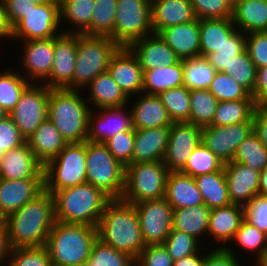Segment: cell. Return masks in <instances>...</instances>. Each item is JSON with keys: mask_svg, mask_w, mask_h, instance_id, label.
Masks as SVG:
<instances>
[{"mask_svg": "<svg viewBox=\"0 0 267 266\" xmlns=\"http://www.w3.org/2000/svg\"><path fill=\"white\" fill-rule=\"evenodd\" d=\"M98 239L134 260L145 248L135 205L111 199L97 226Z\"/></svg>", "mask_w": 267, "mask_h": 266, "instance_id": "7a4b0ae2", "label": "cell"}, {"mask_svg": "<svg viewBox=\"0 0 267 266\" xmlns=\"http://www.w3.org/2000/svg\"><path fill=\"white\" fill-rule=\"evenodd\" d=\"M79 90L50 89L48 118L68 143L87 140L88 117L92 110Z\"/></svg>", "mask_w": 267, "mask_h": 266, "instance_id": "5b68a950", "label": "cell"}, {"mask_svg": "<svg viewBox=\"0 0 267 266\" xmlns=\"http://www.w3.org/2000/svg\"><path fill=\"white\" fill-rule=\"evenodd\" d=\"M202 139V127L188 122H173L163 163L169 172H180Z\"/></svg>", "mask_w": 267, "mask_h": 266, "instance_id": "5bb4252c", "label": "cell"}, {"mask_svg": "<svg viewBox=\"0 0 267 266\" xmlns=\"http://www.w3.org/2000/svg\"><path fill=\"white\" fill-rule=\"evenodd\" d=\"M224 173L233 204L245 206L259 194V171L232 161L225 163Z\"/></svg>", "mask_w": 267, "mask_h": 266, "instance_id": "44dd1931", "label": "cell"}, {"mask_svg": "<svg viewBox=\"0 0 267 266\" xmlns=\"http://www.w3.org/2000/svg\"><path fill=\"white\" fill-rule=\"evenodd\" d=\"M258 104L254 99L221 101L218 103L210 126H227L253 122V113Z\"/></svg>", "mask_w": 267, "mask_h": 266, "instance_id": "74e56055", "label": "cell"}, {"mask_svg": "<svg viewBox=\"0 0 267 266\" xmlns=\"http://www.w3.org/2000/svg\"><path fill=\"white\" fill-rule=\"evenodd\" d=\"M26 142L43 166L54 159L68 144L49 118L39 125Z\"/></svg>", "mask_w": 267, "mask_h": 266, "instance_id": "f546056e", "label": "cell"}, {"mask_svg": "<svg viewBox=\"0 0 267 266\" xmlns=\"http://www.w3.org/2000/svg\"><path fill=\"white\" fill-rule=\"evenodd\" d=\"M245 219L267 234V195L258 194L244 206Z\"/></svg>", "mask_w": 267, "mask_h": 266, "instance_id": "680465c9", "label": "cell"}, {"mask_svg": "<svg viewBox=\"0 0 267 266\" xmlns=\"http://www.w3.org/2000/svg\"><path fill=\"white\" fill-rule=\"evenodd\" d=\"M38 85L31 83L8 114L26 140L48 118L50 89L43 84Z\"/></svg>", "mask_w": 267, "mask_h": 266, "instance_id": "8fae6325", "label": "cell"}, {"mask_svg": "<svg viewBox=\"0 0 267 266\" xmlns=\"http://www.w3.org/2000/svg\"><path fill=\"white\" fill-rule=\"evenodd\" d=\"M170 127L135 129L131 164L163 161L169 142Z\"/></svg>", "mask_w": 267, "mask_h": 266, "instance_id": "cb8c5ba5", "label": "cell"}, {"mask_svg": "<svg viewBox=\"0 0 267 266\" xmlns=\"http://www.w3.org/2000/svg\"><path fill=\"white\" fill-rule=\"evenodd\" d=\"M253 131L259 137L261 143L267 148V109L256 107L253 113Z\"/></svg>", "mask_w": 267, "mask_h": 266, "instance_id": "e7e4bbea", "label": "cell"}, {"mask_svg": "<svg viewBox=\"0 0 267 266\" xmlns=\"http://www.w3.org/2000/svg\"><path fill=\"white\" fill-rule=\"evenodd\" d=\"M108 72L130 99L143 92V69L128 47H120L112 56Z\"/></svg>", "mask_w": 267, "mask_h": 266, "instance_id": "ac0fdd59", "label": "cell"}, {"mask_svg": "<svg viewBox=\"0 0 267 266\" xmlns=\"http://www.w3.org/2000/svg\"><path fill=\"white\" fill-rule=\"evenodd\" d=\"M54 223V197L45 189L4 219L12 249L45 246Z\"/></svg>", "mask_w": 267, "mask_h": 266, "instance_id": "6da1fadb", "label": "cell"}, {"mask_svg": "<svg viewBox=\"0 0 267 266\" xmlns=\"http://www.w3.org/2000/svg\"><path fill=\"white\" fill-rule=\"evenodd\" d=\"M231 249L228 243L225 249L215 248L209 250L206 253L203 266H241L242 262L239 263L238 252Z\"/></svg>", "mask_w": 267, "mask_h": 266, "instance_id": "94428289", "label": "cell"}, {"mask_svg": "<svg viewBox=\"0 0 267 266\" xmlns=\"http://www.w3.org/2000/svg\"><path fill=\"white\" fill-rule=\"evenodd\" d=\"M158 34L180 60L200 56L199 19L167 27Z\"/></svg>", "mask_w": 267, "mask_h": 266, "instance_id": "d4e9b609", "label": "cell"}, {"mask_svg": "<svg viewBox=\"0 0 267 266\" xmlns=\"http://www.w3.org/2000/svg\"><path fill=\"white\" fill-rule=\"evenodd\" d=\"M77 56V34L61 33L54 37L53 66L43 82L49 89H72Z\"/></svg>", "mask_w": 267, "mask_h": 266, "instance_id": "9a60e30c", "label": "cell"}, {"mask_svg": "<svg viewBox=\"0 0 267 266\" xmlns=\"http://www.w3.org/2000/svg\"><path fill=\"white\" fill-rule=\"evenodd\" d=\"M211 209L205 204L174 209L173 229L200 239L207 235ZM205 233V235H204Z\"/></svg>", "mask_w": 267, "mask_h": 266, "instance_id": "836d02e7", "label": "cell"}, {"mask_svg": "<svg viewBox=\"0 0 267 266\" xmlns=\"http://www.w3.org/2000/svg\"><path fill=\"white\" fill-rule=\"evenodd\" d=\"M233 162L250 166L260 173L267 167V148L254 131L238 145Z\"/></svg>", "mask_w": 267, "mask_h": 266, "instance_id": "b9f144b4", "label": "cell"}, {"mask_svg": "<svg viewBox=\"0 0 267 266\" xmlns=\"http://www.w3.org/2000/svg\"><path fill=\"white\" fill-rule=\"evenodd\" d=\"M168 173L163 161L127 165L121 199L132 204L163 199Z\"/></svg>", "mask_w": 267, "mask_h": 266, "instance_id": "9c48e42d", "label": "cell"}, {"mask_svg": "<svg viewBox=\"0 0 267 266\" xmlns=\"http://www.w3.org/2000/svg\"><path fill=\"white\" fill-rule=\"evenodd\" d=\"M12 37V27L7 19V14L5 11V6L3 0H0V38Z\"/></svg>", "mask_w": 267, "mask_h": 266, "instance_id": "003e7915", "label": "cell"}, {"mask_svg": "<svg viewBox=\"0 0 267 266\" xmlns=\"http://www.w3.org/2000/svg\"><path fill=\"white\" fill-rule=\"evenodd\" d=\"M128 48L137 57L143 71L158 66L168 67L180 60L159 34L155 33L134 41Z\"/></svg>", "mask_w": 267, "mask_h": 266, "instance_id": "603a6c76", "label": "cell"}, {"mask_svg": "<svg viewBox=\"0 0 267 266\" xmlns=\"http://www.w3.org/2000/svg\"><path fill=\"white\" fill-rule=\"evenodd\" d=\"M235 28L231 18L199 19L200 55L206 57L216 52Z\"/></svg>", "mask_w": 267, "mask_h": 266, "instance_id": "8d00e7d4", "label": "cell"}, {"mask_svg": "<svg viewBox=\"0 0 267 266\" xmlns=\"http://www.w3.org/2000/svg\"><path fill=\"white\" fill-rule=\"evenodd\" d=\"M199 243L200 241L195 237L172 229L163 245L172 257V260L175 261L199 252V248H201Z\"/></svg>", "mask_w": 267, "mask_h": 266, "instance_id": "816d5d0a", "label": "cell"}, {"mask_svg": "<svg viewBox=\"0 0 267 266\" xmlns=\"http://www.w3.org/2000/svg\"><path fill=\"white\" fill-rule=\"evenodd\" d=\"M233 241L239 245L238 248H242L248 251H252L257 259L267 249V234L246 219L243 220L240 228L237 230Z\"/></svg>", "mask_w": 267, "mask_h": 266, "instance_id": "f907efd6", "label": "cell"}, {"mask_svg": "<svg viewBox=\"0 0 267 266\" xmlns=\"http://www.w3.org/2000/svg\"><path fill=\"white\" fill-rule=\"evenodd\" d=\"M256 70L255 64L245 49L241 54L232 58L229 70H224L223 73L233 77L238 84L252 94L256 83Z\"/></svg>", "mask_w": 267, "mask_h": 266, "instance_id": "681fc988", "label": "cell"}, {"mask_svg": "<svg viewBox=\"0 0 267 266\" xmlns=\"http://www.w3.org/2000/svg\"><path fill=\"white\" fill-rule=\"evenodd\" d=\"M4 224V218L0 215V225Z\"/></svg>", "mask_w": 267, "mask_h": 266, "instance_id": "11e5206c", "label": "cell"}, {"mask_svg": "<svg viewBox=\"0 0 267 266\" xmlns=\"http://www.w3.org/2000/svg\"><path fill=\"white\" fill-rule=\"evenodd\" d=\"M116 7L114 31L109 37L120 47L154 33L151 0H117Z\"/></svg>", "mask_w": 267, "mask_h": 266, "instance_id": "30bf717a", "label": "cell"}, {"mask_svg": "<svg viewBox=\"0 0 267 266\" xmlns=\"http://www.w3.org/2000/svg\"><path fill=\"white\" fill-rule=\"evenodd\" d=\"M31 84L22 74L7 69L0 72V105L9 114Z\"/></svg>", "mask_w": 267, "mask_h": 266, "instance_id": "7bdbcfd3", "label": "cell"}, {"mask_svg": "<svg viewBox=\"0 0 267 266\" xmlns=\"http://www.w3.org/2000/svg\"><path fill=\"white\" fill-rule=\"evenodd\" d=\"M194 180L201 192L204 204L210 209L232 204L224 168L220 171L200 175Z\"/></svg>", "mask_w": 267, "mask_h": 266, "instance_id": "e575fe53", "label": "cell"}, {"mask_svg": "<svg viewBox=\"0 0 267 266\" xmlns=\"http://www.w3.org/2000/svg\"><path fill=\"white\" fill-rule=\"evenodd\" d=\"M49 266H60V265H56V264L51 263Z\"/></svg>", "mask_w": 267, "mask_h": 266, "instance_id": "2a66077c", "label": "cell"}, {"mask_svg": "<svg viewBox=\"0 0 267 266\" xmlns=\"http://www.w3.org/2000/svg\"><path fill=\"white\" fill-rule=\"evenodd\" d=\"M51 1H55V2H58V3H60V2H61V0H51Z\"/></svg>", "mask_w": 267, "mask_h": 266, "instance_id": "b9fcfbb0", "label": "cell"}, {"mask_svg": "<svg viewBox=\"0 0 267 266\" xmlns=\"http://www.w3.org/2000/svg\"><path fill=\"white\" fill-rule=\"evenodd\" d=\"M11 246L8 239V231L5 224L0 225V266L9 259Z\"/></svg>", "mask_w": 267, "mask_h": 266, "instance_id": "03108f58", "label": "cell"}, {"mask_svg": "<svg viewBox=\"0 0 267 266\" xmlns=\"http://www.w3.org/2000/svg\"><path fill=\"white\" fill-rule=\"evenodd\" d=\"M130 107L134 129L170 127V119L159 95L141 93Z\"/></svg>", "mask_w": 267, "mask_h": 266, "instance_id": "484cf974", "label": "cell"}, {"mask_svg": "<svg viewBox=\"0 0 267 266\" xmlns=\"http://www.w3.org/2000/svg\"><path fill=\"white\" fill-rule=\"evenodd\" d=\"M82 266H135V260L97 238L90 257Z\"/></svg>", "mask_w": 267, "mask_h": 266, "instance_id": "bcb514c9", "label": "cell"}, {"mask_svg": "<svg viewBox=\"0 0 267 266\" xmlns=\"http://www.w3.org/2000/svg\"><path fill=\"white\" fill-rule=\"evenodd\" d=\"M86 182L111 199H121L125 188V166L116 160L104 143L86 140Z\"/></svg>", "mask_w": 267, "mask_h": 266, "instance_id": "52a82bcc", "label": "cell"}, {"mask_svg": "<svg viewBox=\"0 0 267 266\" xmlns=\"http://www.w3.org/2000/svg\"><path fill=\"white\" fill-rule=\"evenodd\" d=\"M60 3L51 1L38 4L12 29L11 39L31 41L49 39L59 36L62 32L60 25Z\"/></svg>", "mask_w": 267, "mask_h": 266, "instance_id": "7c38bea8", "label": "cell"}, {"mask_svg": "<svg viewBox=\"0 0 267 266\" xmlns=\"http://www.w3.org/2000/svg\"><path fill=\"white\" fill-rule=\"evenodd\" d=\"M164 198L173 209L204 204L194 178L181 172L168 173Z\"/></svg>", "mask_w": 267, "mask_h": 266, "instance_id": "f1b7e54d", "label": "cell"}, {"mask_svg": "<svg viewBox=\"0 0 267 266\" xmlns=\"http://www.w3.org/2000/svg\"><path fill=\"white\" fill-rule=\"evenodd\" d=\"M251 95L260 107L267 109V65L256 70V83Z\"/></svg>", "mask_w": 267, "mask_h": 266, "instance_id": "be15d7a7", "label": "cell"}, {"mask_svg": "<svg viewBox=\"0 0 267 266\" xmlns=\"http://www.w3.org/2000/svg\"><path fill=\"white\" fill-rule=\"evenodd\" d=\"M134 142L135 130H128L114 135L104 144L112 156L126 167L131 164Z\"/></svg>", "mask_w": 267, "mask_h": 266, "instance_id": "db71d44e", "label": "cell"}, {"mask_svg": "<svg viewBox=\"0 0 267 266\" xmlns=\"http://www.w3.org/2000/svg\"><path fill=\"white\" fill-rule=\"evenodd\" d=\"M120 46L109 36L77 34V56L72 89L80 90L99 74L108 71L112 56Z\"/></svg>", "mask_w": 267, "mask_h": 266, "instance_id": "8992f818", "label": "cell"}, {"mask_svg": "<svg viewBox=\"0 0 267 266\" xmlns=\"http://www.w3.org/2000/svg\"><path fill=\"white\" fill-rule=\"evenodd\" d=\"M26 143L12 118L7 115L0 120V160L4 153L18 148Z\"/></svg>", "mask_w": 267, "mask_h": 266, "instance_id": "9f6ffc18", "label": "cell"}, {"mask_svg": "<svg viewBox=\"0 0 267 266\" xmlns=\"http://www.w3.org/2000/svg\"><path fill=\"white\" fill-rule=\"evenodd\" d=\"M159 97L173 122L189 120L190 91L185 86L165 90Z\"/></svg>", "mask_w": 267, "mask_h": 266, "instance_id": "f6af8a7d", "label": "cell"}, {"mask_svg": "<svg viewBox=\"0 0 267 266\" xmlns=\"http://www.w3.org/2000/svg\"><path fill=\"white\" fill-rule=\"evenodd\" d=\"M183 86L189 91L208 89L217 72L205 56H196L182 60Z\"/></svg>", "mask_w": 267, "mask_h": 266, "instance_id": "f35d334b", "label": "cell"}, {"mask_svg": "<svg viewBox=\"0 0 267 266\" xmlns=\"http://www.w3.org/2000/svg\"><path fill=\"white\" fill-rule=\"evenodd\" d=\"M55 221L67 224H86L97 227L111 198L90 183L56 191Z\"/></svg>", "mask_w": 267, "mask_h": 266, "instance_id": "3957f363", "label": "cell"}, {"mask_svg": "<svg viewBox=\"0 0 267 266\" xmlns=\"http://www.w3.org/2000/svg\"><path fill=\"white\" fill-rule=\"evenodd\" d=\"M43 169L27 142L4 153L0 160V178L5 180L44 177Z\"/></svg>", "mask_w": 267, "mask_h": 266, "instance_id": "7402d4cb", "label": "cell"}, {"mask_svg": "<svg viewBox=\"0 0 267 266\" xmlns=\"http://www.w3.org/2000/svg\"><path fill=\"white\" fill-rule=\"evenodd\" d=\"M196 19L190 0H151V24L155 34Z\"/></svg>", "mask_w": 267, "mask_h": 266, "instance_id": "83f0119b", "label": "cell"}, {"mask_svg": "<svg viewBox=\"0 0 267 266\" xmlns=\"http://www.w3.org/2000/svg\"><path fill=\"white\" fill-rule=\"evenodd\" d=\"M8 113L0 105V120L4 119Z\"/></svg>", "mask_w": 267, "mask_h": 266, "instance_id": "753ad0ef", "label": "cell"}, {"mask_svg": "<svg viewBox=\"0 0 267 266\" xmlns=\"http://www.w3.org/2000/svg\"><path fill=\"white\" fill-rule=\"evenodd\" d=\"M126 106L99 108V113H93L94 110H91L88 117L87 141L105 143L120 132L135 130L131 110L129 108V111H125Z\"/></svg>", "mask_w": 267, "mask_h": 266, "instance_id": "e0dca14e", "label": "cell"}, {"mask_svg": "<svg viewBox=\"0 0 267 266\" xmlns=\"http://www.w3.org/2000/svg\"><path fill=\"white\" fill-rule=\"evenodd\" d=\"M8 261V262H7ZM7 266H49L51 258L45 246L13 248Z\"/></svg>", "mask_w": 267, "mask_h": 266, "instance_id": "f5cc1de1", "label": "cell"}, {"mask_svg": "<svg viewBox=\"0 0 267 266\" xmlns=\"http://www.w3.org/2000/svg\"><path fill=\"white\" fill-rule=\"evenodd\" d=\"M231 19L245 34L267 32V0H240Z\"/></svg>", "mask_w": 267, "mask_h": 266, "instance_id": "1f68e13d", "label": "cell"}, {"mask_svg": "<svg viewBox=\"0 0 267 266\" xmlns=\"http://www.w3.org/2000/svg\"><path fill=\"white\" fill-rule=\"evenodd\" d=\"M86 87L90 94L88 99L86 98L90 108L95 107L94 109L97 110L99 108L122 107L131 102V99L113 80L108 71L99 74Z\"/></svg>", "mask_w": 267, "mask_h": 266, "instance_id": "4dcf8cb0", "label": "cell"}, {"mask_svg": "<svg viewBox=\"0 0 267 266\" xmlns=\"http://www.w3.org/2000/svg\"><path fill=\"white\" fill-rule=\"evenodd\" d=\"M117 0H95L90 35L110 36L114 31Z\"/></svg>", "mask_w": 267, "mask_h": 266, "instance_id": "7dc6e473", "label": "cell"}, {"mask_svg": "<svg viewBox=\"0 0 267 266\" xmlns=\"http://www.w3.org/2000/svg\"><path fill=\"white\" fill-rule=\"evenodd\" d=\"M94 5L95 0H61L60 20L77 27L72 30L66 28L65 31L62 29V32L90 35V22Z\"/></svg>", "mask_w": 267, "mask_h": 266, "instance_id": "d590c367", "label": "cell"}, {"mask_svg": "<svg viewBox=\"0 0 267 266\" xmlns=\"http://www.w3.org/2000/svg\"><path fill=\"white\" fill-rule=\"evenodd\" d=\"M31 2H34L36 4H44V3H49L51 0H30Z\"/></svg>", "mask_w": 267, "mask_h": 266, "instance_id": "34e18365", "label": "cell"}, {"mask_svg": "<svg viewBox=\"0 0 267 266\" xmlns=\"http://www.w3.org/2000/svg\"><path fill=\"white\" fill-rule=\"evenodd\" d=\"M208 90L219 102L253 99L252 95L242 85L238 84L233 77L223 72L217 71L215 73Z\"/></svg>", "mask_w": 267, "mask_h": 266, "instance_id": "c3c4849f", "label": "cell"}, {"mask_svg": "<svg viewBox=\"0 0 267 266\" xmlns=\"http://www.w3.org/2000/svg\"><path fill=\"white\" fill-rule=\"evenodd\" d=\"M224 163L201 141L188 158L187 164L180 171L195 178L203 174L220 171Z\"/></svg>", "mask_w": 267, "mask_h": 266, "instance_id": "ee69618b", "label": "cell"}, {"mask_svg": "<svg viewBox=\"0 0 267 266\" xmlns=\"http://www.w3.org/2000/svg\"><path fill=\"white\" fill-rule=\"evenodd\" d=\"M135 266H173V260L163 244L146 245Z\"/></svg>", "mask_w": 267, "mask_h": 266, "instance_id": "6f0895ef", "label": "cell"}, {"mask_svg": "<svg viewBox=\"0 0 267 266\" xmlns=\"http://www.w3.org/2000/svg\"><path fill=\"white\" fill-rule=\"evenodd\" d=\"M7 19L12 29L38 4L30 0H3Z\"/></svg>", "mask_w": 267, "mask_h": 266, "instance_id": "6125c7cd", "label": "cell"}, {"mask_svg": "<svg viewBox=\"0 0 267 266\" xmlns=\"http://www.w3.org/2000/svg\"><path fill=\"white\" fill-rule=\"evenodd\" d=\"M253 131V122L202 128L203 144L223 163L233 161L238 145Z\"/></svg>", "mask_w": 267, "mask_h": 266, "instance_id": "2e32d148", "label": "cell"}, {"mask_svg": "<svg viewBox=\"0 0 267 266\" xmlns=\"http://www.w3.org/2000/svg\"><path fill=\"white\" fill-rule=\"evenodd\" d=\"M22 71L31 83L44 82L50 75L54 57V38L23 42Z\"/></svg>", "mask_w": 267, "mask_h": 266, "instance_id": "d6986e66", "label": "cell"}, {"mask_svg": "<svg viewBox=\"0 0 267 266\" xmlns=\"http://www.w3.org/2000/svg\"><path fill=\"white\" fill-rule=\"evenodd\" d=\"M246 49L256 69L267 65V32L246 34Z\"/></svg>", "mask_w": 267, "mask_h": 266, "instance_id": "91938a15", "label": "cell"}, {"mask_svg": "<svg viewBox=\"0 0 267 266\" xmlns=\"http://www.w3.org/2000/svg\"><path fill=\"white\" fill-rule=\"evenodd\" d=\"M134 205L145 245L163 244L173 229L174 209L165 198Z\"/></svg>", "mask_w": 267, "mask_h": 266, "instance_id": "4fadbf2b", "label": "cell"}, {"mask_svg": "<svg viewBox=\"0 0 267 266\" xmlns=\"http://www.w3.org/2000/svg\"><path fill=\"white\" fill-rule=\"evenodd\" d=\"M246 34L235 28L224 40L216 52L206 56L208 62L218 72L229 70V63L234 56L246 49Z\"/></svg>", "mask_w": 267, "mask_h": 266, "instance_id": "60d3db41", "label": "cell"}, {"mask_svg": "<svg viewBox=\"0 0 267 266\" xmlns=\"http://www.w3.org/2000/svg\"><path fill=\"white\" fill-rule=\"evenodd\" d=\"M97 238V227L55 221L45 247L51 263L60 266H82L90 257Z\"/></svg>", "mask_w": 267, "mask_h": 266, "instance_id": "277c9868", "label": "cell"}, {"mask_svg": "<svg viewBox=\"0 0 267 266\" xmlns=\"http://www.w3.org/2000/svg\"><path fill=\"white\" fill-rule=\"evenodd\" d=\"M219 101L208 89L190 91V117L187 121L199 127L210 126Z\"/></svg>", "mask_w": 267, "mask_h": 266, "instance_id": "ab89813d", "label": "cell"}, {"mask_svg": "<svg viewBox=\"0 0 267 266\" xmlns=\"http://www.w3.org/2000/svg\"><path fill=\"white\" fill-rule=\"evenodd\" d=\"M259 194L267 195V167L260 173Z\"/></svg>", "mask_w": 267, "mask_h": 266, "instance_id": "89a4df30", "label": "cell"}, {"mask_svg": "<svg viewBox=\"0 0 267 266\" xmlns=\"http://www.w3.org/2000/svg\"><path fill=\"white\" fill-rule=\"evenodd\" d=\"M256 260H257V262H255V263L258 264L256 266H267V249Z\"/></svg>", "mask_w": 267, "mask_h": 266, "instance_id": "2644e50d", "label": "cell"}, {"mask_svg": "<svg viewBox=\"0 0 267 266\" xmlns=\"http://www.w3.org/2000/svg\"><path fill=\"white\" fill-rule=\"evenodd\" d=\"M205 256L206 254L201 255L200 252H197L193 255L173 261V266H203Z\"/></svg>", "mask_w": 267, "mask_h": 266, "instance_id": "a7ac6f4b", "label": "cell"}, {"mask_svg": "<svg viewBox=\"0 0 267 266\" xmlns=\"http://www.w3.org/2000/svg\"><path fill=\"white\" fill-rule=\"evenodd\" d=\"M43 170L44 189L52 195L56 191L86 183V141L68 143Z\"/></svg>", "mask_w": 267, "mask_h": 266, "instance_id": "ba28073f", "label": "cell"}, {"mask_svg": "<svg viewBox=\"0 0 267 266\" xmlns=\"http://www.w3.org/2000/svg\"><path fill=\"white\" fill-rule=\"evenodd\" d=\"M197 19L231 18L232 10L223 0H190Z\"/></svg>", "mask_w": 267, "mask_h": 266, "instance_id": "11a10c76", "label": "cell"}, {"mask_svg": "<svg viewBox=\"0 0 267 266\" xmlns=\"http://www.w3.org/2000/svg\"><path fill=\"white\" fill-rule=\"evenodd\" d=\"M44 190V177L23 180L0 178V215L5 219Z\"/></svg>", "mask_w": 267, "mask_h": 266, "instance_id": "ffe728a7", "label": "cell"}, {"mask_svg": "<svg viewBox=\"0 0 267 266\" xmlns=\"http://www.w3.org/2000/svg\"><path fill=\"white\" fill-rule=\"evenodd\" d=\"M183 86L182 60L168 67L143 71V93L159 95L165 90Z\"/></svg>", "mask_w": 267, "mask_h": 266, "instance_id": "d6a6232c", "label": "cell"}, {"mask_svg": "<svg viewBox=\"0 0 267 266\" xmlns=\"http://www.w3.org/2000/svg\"><path fill=\"white\" fill-rule=\"evenodd\" d=\"M225 4L233 10L239 3L240 0H223Z\"/></svg>", "mask_w": 267, "mask_h": 266, "instance_id": "8c879c8a", "label": "cell"}, {"mask_svg": "<svg viewBox=\"0 0 267 266\" xmlns=\"http://www.w3.org/2000/svg\"><path fill=\"white\" fill-rule=\"evenodd\" d=\"M245 219L244 206L239 204H230L228 206L211 209L208 232L217 243L222 242V246L217 248H226V243L232 242L237 230Z\"/></svg>", "mask_w": 267, "mask_h": 266, "instance_id": "4316f807", "label": "cell"}]
</instances>
